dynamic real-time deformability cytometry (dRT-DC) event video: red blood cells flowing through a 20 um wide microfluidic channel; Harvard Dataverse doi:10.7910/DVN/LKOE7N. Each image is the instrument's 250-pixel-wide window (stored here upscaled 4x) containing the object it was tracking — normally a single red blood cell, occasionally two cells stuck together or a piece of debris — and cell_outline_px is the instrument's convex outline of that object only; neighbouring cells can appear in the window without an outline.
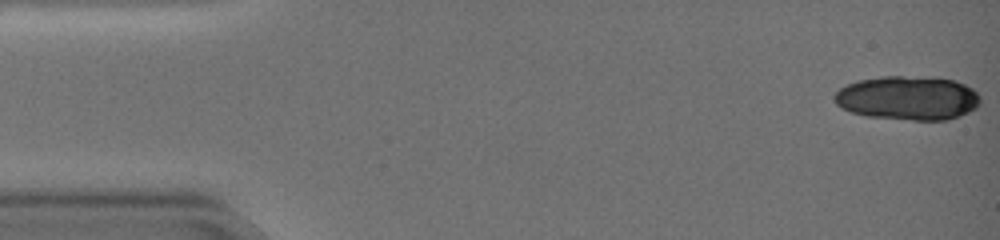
{"species": "common noctule bat (a hibernating species)", "species_latin": "Nyctalus noctula", "temperature_condition": "warm", "stored_images_in_passage": 54, "camera_frame_rate_fps": 3000, "um_per_image_px": 0.085, "animal": {"sex": "female", "body_mass_g": 19.0, "forearm_length_mm": 51.5}, "frame": {"image": 1, "passage_image": 1, "time_ms": 0.0, "image_size_px": [1000, 240], "cell_outline_px": [[980, 104], [976, 108], [968, 112], [948, 120], [912, 120], [868, 116], [852, 112], [840, 108], [836, 104], [832, 96], [840, 88], [848, 84], [860, 80], [880, 76], [936, 76], [956, 80], [972, 88], [980, 96]], "centroid_in_image_um": [77.18, 8.31], "position_along_channel_um": 7.8, "area_um2": 37.86}}